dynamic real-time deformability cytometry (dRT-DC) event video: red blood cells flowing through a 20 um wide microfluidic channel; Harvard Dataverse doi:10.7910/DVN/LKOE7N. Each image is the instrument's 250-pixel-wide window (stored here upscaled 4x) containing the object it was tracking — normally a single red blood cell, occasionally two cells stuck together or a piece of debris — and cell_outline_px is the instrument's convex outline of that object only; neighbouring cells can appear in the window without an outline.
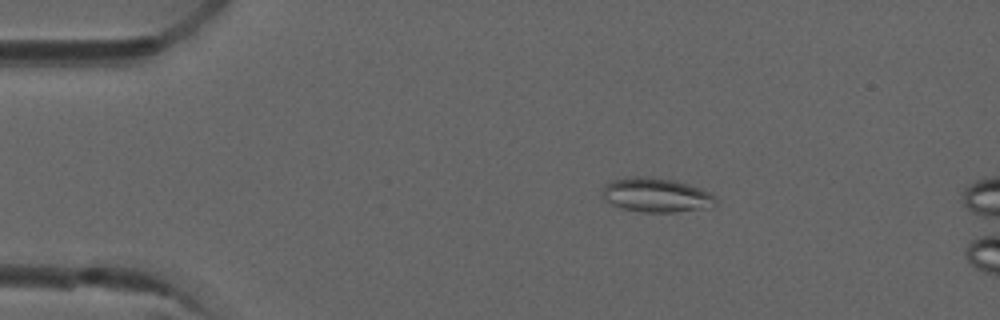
{"species": "common noctule bat (a hibernating species)", "species_latin": "Nyctalus noctula", "temperature_condition": "room temperature", "stored_images_in_passage": 5, "camera_frame_rate_fps": 3000, "um_per_image_px": 0.085, "animal": {"sex": "male", "forearm_length_mm": 52.5}, "frame": {"image": 1, "passage_image": 3, "time_ms": 0.667, "image_size_px": [1000, 320], "cell_outline_px": [[716, 204], [712, 208], [676, 212], [640, 212], [620, 208], [604, 200], [604, 184], [608, 180], [632, 176], [644, 176], [676, 180], [700, 188], [716, 196]], "centroid_in_image_um": [55.79, 16.58], "position_along_channel_um": 29.2, "area_um2": 23.0}}